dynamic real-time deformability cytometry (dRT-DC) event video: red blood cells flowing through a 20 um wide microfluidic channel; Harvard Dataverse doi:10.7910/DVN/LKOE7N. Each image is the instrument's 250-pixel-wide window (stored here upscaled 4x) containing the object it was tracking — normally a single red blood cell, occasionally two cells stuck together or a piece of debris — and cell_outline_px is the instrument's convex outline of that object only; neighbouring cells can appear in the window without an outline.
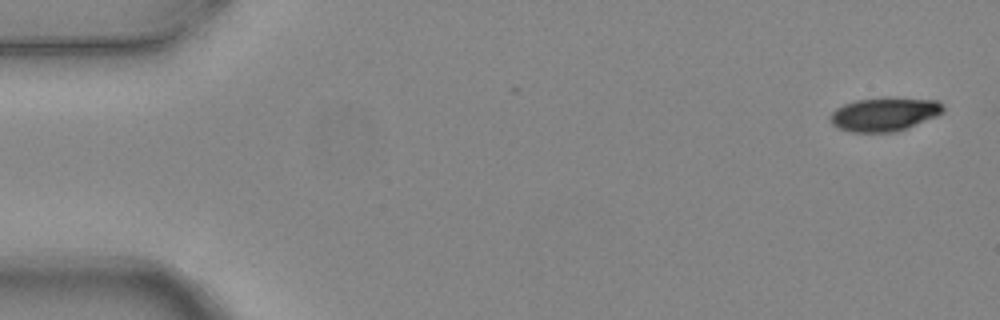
{"species": "common noctule bat (a hibernating species)", "species_latin": "Nyctalus noctula", "temperature_condition": "warm", "stored_images_in_passage": 4, "camera_frame_rate_fps": 3000, "um_per_image_px": 0.085, "animal": {"sex": "female", "body_mass_g": 24.6, "forearm_length_mm": 56.2}, "frame": {"image": 1, "passage_image": 1, "time_ms": 0.0, "image_size_px": [1000, 320], "cell_outline_px": [[944, 112], [936, 116], [908, 128], [896, 132], [848, 132], [836, 128], [828, 120], [828, 116], [836, 108], [844, 104], [856, 100], [884, 96], [888, 96], [936, 100], [944, 104]], "centroid_in_image_um": [75.15, 9.69], "position_along_channel_um": 9.8, "area_um2": 22.83}}
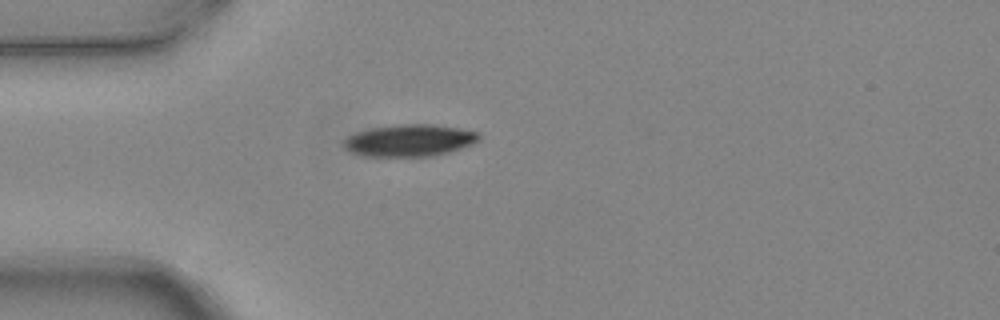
{"frame": {"image": 2, "passage_image": 4, "time_ms": 1.0, "image_size_px": [1000, 320], "cell_outline_px": [[480, 140], [472, 144], [448, 152], [432, 156], [364, 156], [352, 152], [344, 148], [344, 140], [348, 136], [356, 132], [372, 128], [392, 124], [432, 124], [460, 128], [476, 132], [480, 136]], "centroid_in_image_um": [34.8, 11.92], "position_along_channel_um": 50.2, "area_um2": 25.14}}